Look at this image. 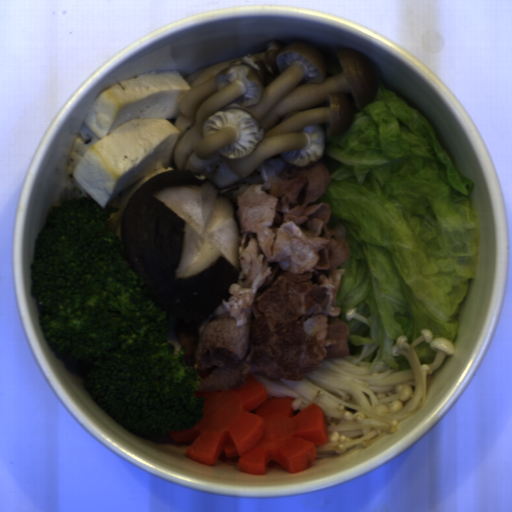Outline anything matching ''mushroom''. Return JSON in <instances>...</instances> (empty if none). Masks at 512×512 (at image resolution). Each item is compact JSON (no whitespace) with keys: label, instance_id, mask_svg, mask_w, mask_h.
<instances>
[{"label":"mushroom","instance_id":"obj_1","mask_svg":"<svg viewBox=\"0 0 512 512\" xmlns=\"http://www.w3.org/2000/svg\"><path fill=\"white\" fill-rule=\"evenodd\" d=\"M222 190L193 170L173 169L146 180L121 216L128 267L147 298L180 320L209 317L239 281L240 218Z\"/></svg>","mask_w":512,"mask_h":512}]
</instances>
